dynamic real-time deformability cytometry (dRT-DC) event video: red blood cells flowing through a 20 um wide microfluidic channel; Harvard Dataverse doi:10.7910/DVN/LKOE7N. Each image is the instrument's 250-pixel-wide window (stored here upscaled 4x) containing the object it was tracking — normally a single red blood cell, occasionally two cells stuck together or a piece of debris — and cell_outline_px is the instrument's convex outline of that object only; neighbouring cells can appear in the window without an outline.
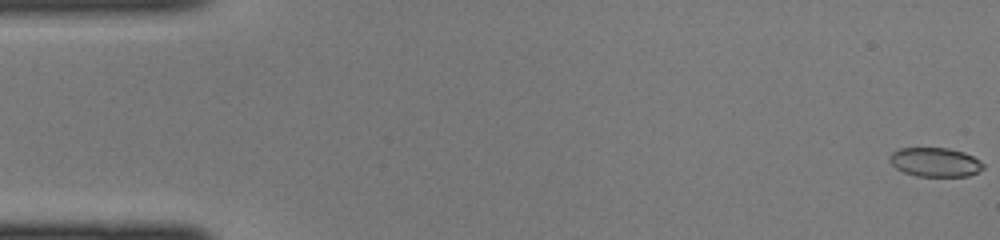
{"species": "common noctule bat (a hibernating species)", "species_latin": "Nyctalus noctula", "temperature_condition": "cold", "stored_images_in_passage": 45, "camera_frame_rate_fps": 3000, "um_per_image_px": 0.085, "animal": {"sex": "female", "body_mass_g": 22.0, "forearm_length_mm": 56.7}, "frame": {"image": 1, "passage_image": 1, "time_ms": 0.0, "image_size_px": [1000, 240], "cell_outline_px": [[984, 168], [968, 176], [916, 176], [904, 172], [896, 168], [888, 160], [888, 156], [896, 148], [948, 148], [964, 152], [980, 160], [984, 164]], "centroid_in_image_um": [79.46, 13.77], "position_along_channel_um": 5.5, "area_um2": 15.95}}
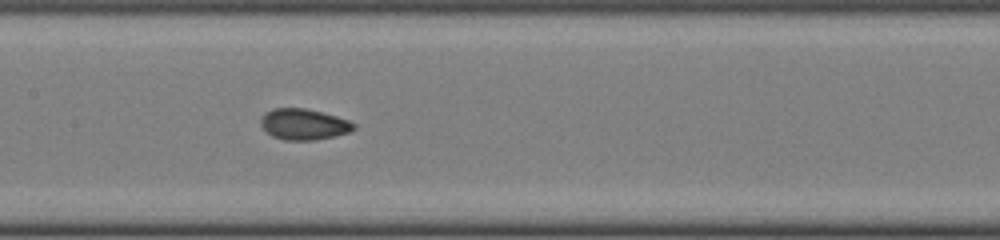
{"frame": {"image": 2, "passage_image": 22, "time_ms": 7.0, "image_size_px": [1000, 240], "cell_outline_px": [[356, 128], [348, 132], [332, 136], [312, 140], [284, 140], [272, 136], [260, 124], [260, 116], [264, 112], [272, 108], [304, 108], [336, 116], [348, 120], [356, 124]], "centroid_in_image_um": [25.78, 10.55], "position_along_channel_um": 181.6, "area_um2": 16.7}}
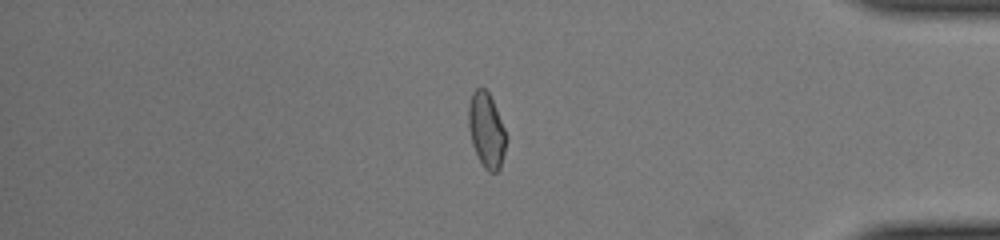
{"frame": {"image": 3, "passage_image": 38, "time_ms": 12.333, "image_size_px": [1000, 240], "cell_outline_px": [[508, 140], [500, 168], [496, 172], [488, 172], [484, 168], [472, 144], [468, 128], [468, 104], [472, 92], [476, 88], [484, 88], [488, 92], [492, 100], [504, 128]], "centroid_in_image_um": [41.34, 11.07], "position_along_channel_um": 393.9, "area_um2": 16.47}}